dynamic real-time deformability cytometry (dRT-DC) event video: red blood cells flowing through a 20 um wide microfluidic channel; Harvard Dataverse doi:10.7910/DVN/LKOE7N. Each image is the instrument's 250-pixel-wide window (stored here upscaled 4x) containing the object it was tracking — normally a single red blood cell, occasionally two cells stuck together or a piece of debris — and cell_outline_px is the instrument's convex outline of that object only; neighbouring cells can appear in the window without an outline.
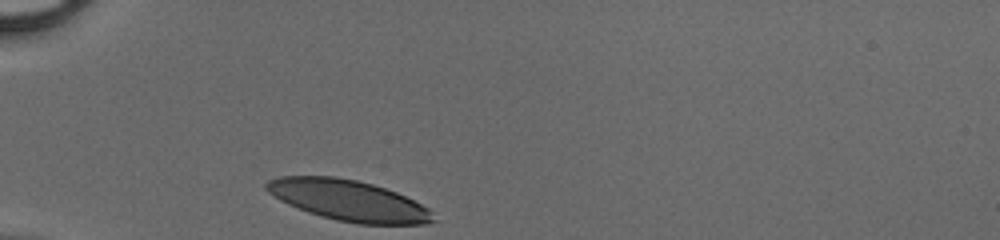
{"species": "human", "species_latin": "Homo sapiens", "temperature_condition": "cold", "stored_images_in_passage": 26, "camera_frame_rate_fps": 3000, "um_per_image_px": 0.085, "donor": {"sex": "male"}, "frame": {"image": 1, "passage_image": 1, "time_ms": 0.0, "image_size_px": [1000, 240], "cell_outline_px": [[436, 220], [424, 224], [360, 224], [336, 220], [320, 216], [308, 212], [288, 204], [280, 200], [268, 192], [264, 188], [264, 184], [268, 180], [280, 176], [336, 176], [356, 180], [372, 184], [396, 192], [428, 208], [432, 212]], "centroid_in_image_um": [29.59, 17.03], "position_along_channel_um": 55.4, "area_um2": 39.48}}
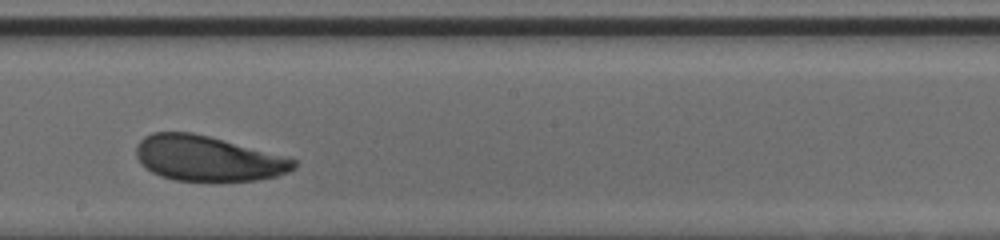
{"frame": {"image": 2, "passage_image": 15, "time_ms": 4.667, "image_size_px": [1000, 240], "cell_outline_px": [[296, 168], [288, 172], [276, 176], [256, 180], [172, 180], [160, 176], [152, 172], [136, 156], [136, 144], [144, 136], [152, 132], [192, 132], [208, 136], [296, 160]], "centroid_in_image_um": [17.61, 13.46], "position_along_channel_um": 230.6, "area_um2": 40.75}}
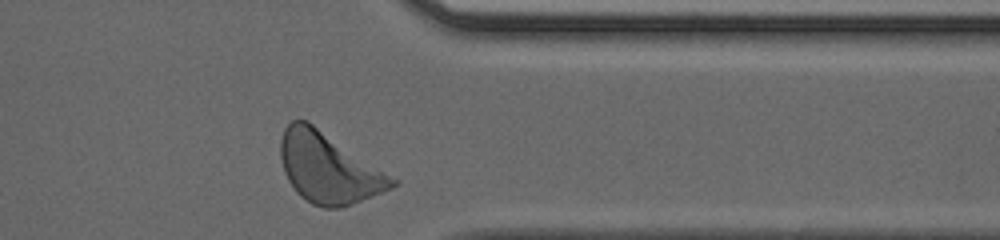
{"frame": {"image": 3, "passage_image": 26, "time_ms": 8.333, "image_size_px": [1000, 240], "cell_outline_px": [[400, 184], [392, 188], [352, 204], [340, 208], [324, 208], [312, 204], [300, 196], [296, 192], [288, 180], [284, 172], [280, 156], [280, 140], [284, 128], [292, 120], [308, 120], [400, 180]], "centroid_in_image_um": [27.95, 14.27], "position_along_channel_um": 383.5, "area_um2": 46.07}}